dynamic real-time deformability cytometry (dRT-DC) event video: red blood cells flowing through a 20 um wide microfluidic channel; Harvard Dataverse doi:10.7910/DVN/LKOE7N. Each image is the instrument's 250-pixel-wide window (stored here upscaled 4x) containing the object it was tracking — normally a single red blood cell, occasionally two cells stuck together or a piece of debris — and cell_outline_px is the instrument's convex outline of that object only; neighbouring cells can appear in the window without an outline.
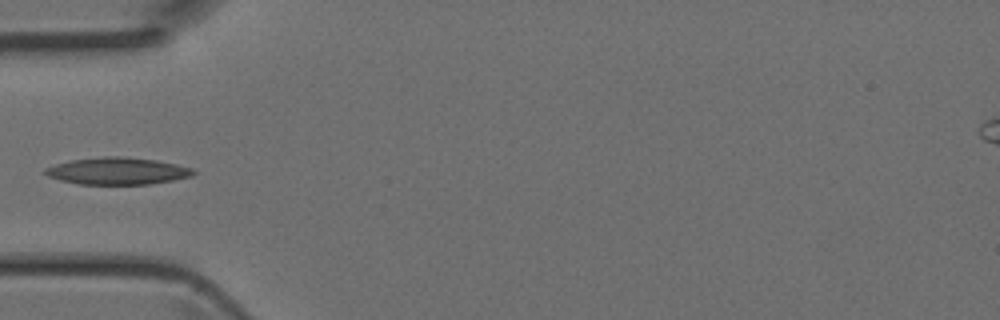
{"species": "Egyptian fruit bat (a non-hibernating species)", "species_latin": "Rousettus aegyptiacus", "temperature_condition": "room temperature", "stored_images_in_passage": 4, "camera_frame_rate_fps": 3000, "um_per_image_px": 0.085, "animal": {"sex": "female"}, "frame": {"image": 1, "passage_image": 4, "time_ms": 1.0, "image_size_px": [1000, 320], "cell_outline_px": [[196, 172], [192, 176], [152, 184], [80, 184], [60, 180], [48, 176], [44, 172], [44, 168], [56, 164], [72, 160], [104, 156], [120, 156], [156, 160], [176, 164], [192, 168]], "centroid_in_image_um": [9.99, 14.53], "position_along_channel_um": 75.0, "area_um2": 23.24}}